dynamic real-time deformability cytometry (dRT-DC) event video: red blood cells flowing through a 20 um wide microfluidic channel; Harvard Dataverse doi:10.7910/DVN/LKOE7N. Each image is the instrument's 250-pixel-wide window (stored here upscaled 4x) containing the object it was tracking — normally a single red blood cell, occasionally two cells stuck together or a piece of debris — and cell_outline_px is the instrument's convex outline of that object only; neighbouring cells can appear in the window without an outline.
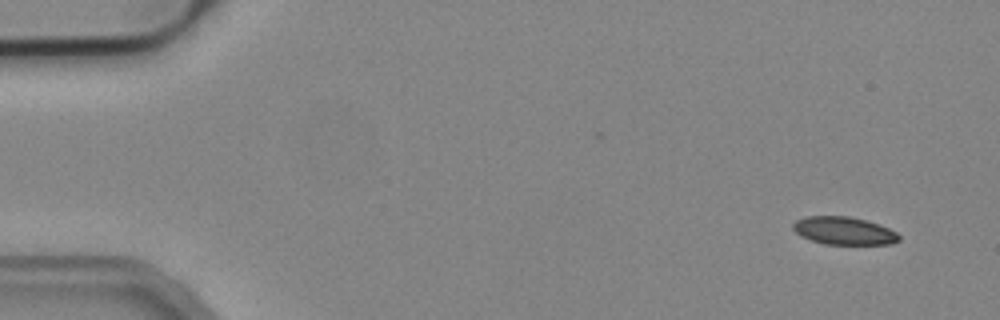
{"species": "common noctule bat (a hibernating species)", "species_latin": "Nyctalus noctula", "temperature_condition": "cold", "stored_images_in_passage": 50, "camera_frame_rate_fps": 3000, "um_per_image_px": 0.085, "animal": {"sex": "male", "body_mass_g": 19.2, "forearm_length_mm": 51.8}, "frame": {"image": 1, "passage_image": 1, "time_ms": 0.0, "image_size_px": [1000, 320], "cell_outline_px": [[900, 240], [892, 244], [824, 244], [800, 236], [792, 228], [792, 224], [796, 220], [808, 216], [848, 216], [864, 220], [888, 228], [896, 232], [900, 236]], "centroid_in_image_um": [71.71, 19.62], "position_along_channel_um": 13.3, "area_um2": 17.05}}
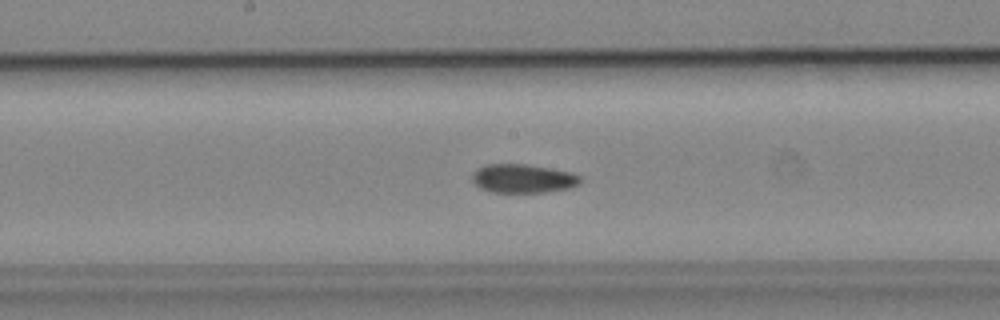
{"frame": {"image": 2, "passage_image": 25, "time_ms": 8.0, "image_size_px": [1000, 320], "cell_outline_px": [[580, 184], [568, 188], [544, 192], [492, 192], [480, 188], [472, 180], [472, 172], [476, 168], [484, 164], [528, 164], [572, 172], [580, 176]], "centroid_in_image_um": [44.43, 15.16], "position_along_channel_um": 203.8, "area_um2": 18.21}}
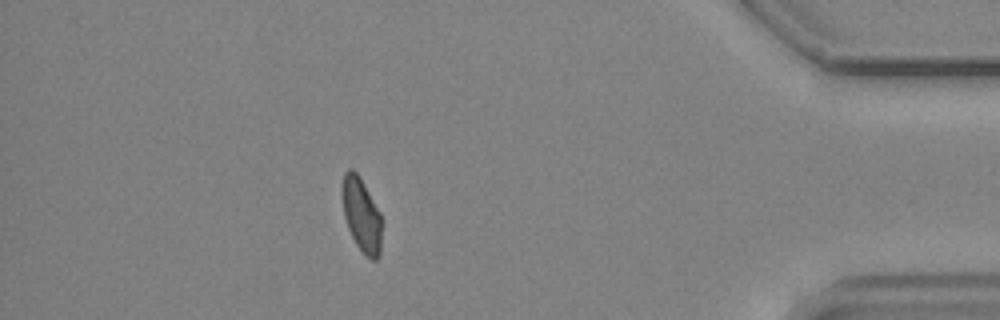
{"frame": {"image": 3, "passage_image": 44, "time_ms": 14.333, "image_size_px": [1000, 320], "cell_outline_px": [[380, 256], [376, 260], [372, 260], [356, 244], [348, 228], [344, 216], [340, 196], [340, 188], [344, 172], [348, 168], [352, 168], [360, 176], [380, 212]], "centroid_in_image_um": [30.67, 18.17], "position_along_channel_um": 404.5, "area_um2": 17.17}, "authors_computed_cell_mechanics": {"area_um2": 18.2648, "velocity_mm_per_s": 3.9062, "shape_relaxation_time_tau1_ms": null, "shape_relaxation_time_tau2_ms": 5.1632, "deformation_change_tau1": null, "deformation_change_tau2": 0.0879}}